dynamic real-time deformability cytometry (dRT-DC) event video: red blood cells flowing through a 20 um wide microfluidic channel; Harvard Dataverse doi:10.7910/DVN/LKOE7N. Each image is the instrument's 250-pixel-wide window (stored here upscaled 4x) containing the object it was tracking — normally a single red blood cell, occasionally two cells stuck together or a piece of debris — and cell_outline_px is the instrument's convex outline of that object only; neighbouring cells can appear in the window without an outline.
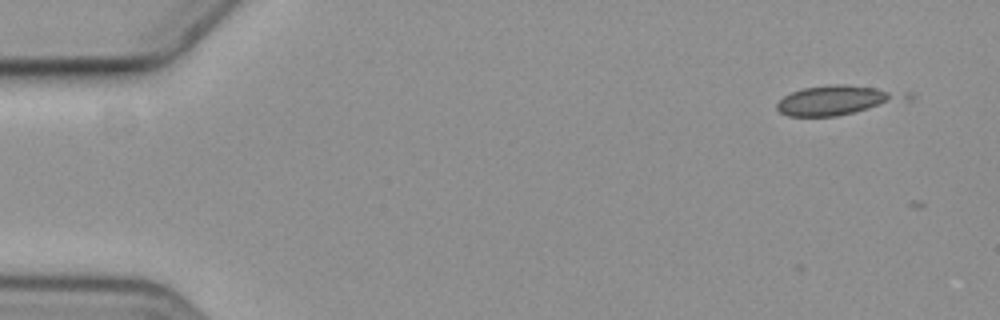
{"species": "common noctule bat (a hibernating species)", "species_latin": "Nyctalus noctula", "temperature_condition": "cold", "stored_images_in_passage": 6, "camera_frame_rate_fps": 3000, "um_per_image_px": 0.085, "animal": {"sex": "female", "body_mass_g": 19.3, "forearm_length_mm": 54.1}, "frame": {"image": 1, "passage_image": 2, "time_ms": 2.333, "image_size_px": [1000, 320], "cell_outline_px": [[916, 96], [912, 100], [836, 116], [788, 116], [780, 112], [776, 108], [776, 104], [784, 96], [792, 92], [804, 88], [828, 84], [844, 84], [912, 92]], "centroid_in_image_um": [71.28, 8.5], "position_along_channel_um": 13.7, "area_um2": 22.54}}